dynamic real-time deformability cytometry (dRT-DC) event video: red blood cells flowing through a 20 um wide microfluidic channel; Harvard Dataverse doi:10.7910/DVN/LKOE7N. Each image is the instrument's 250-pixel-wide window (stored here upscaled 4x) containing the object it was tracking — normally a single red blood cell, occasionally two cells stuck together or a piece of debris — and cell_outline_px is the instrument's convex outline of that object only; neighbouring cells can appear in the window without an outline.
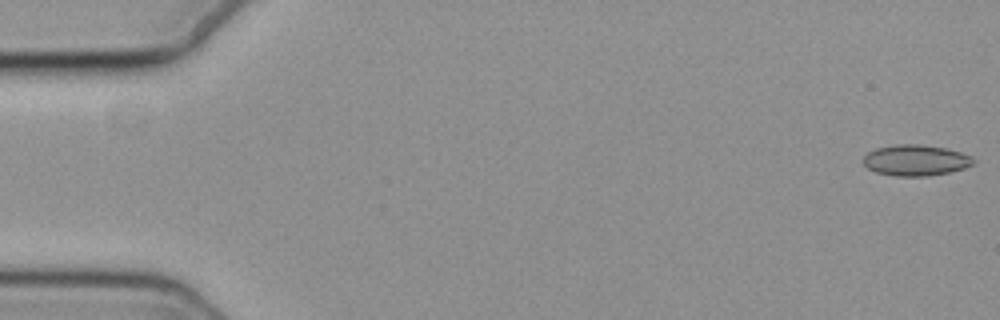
{"species": "common noctule bat (a hibernating species)", "species_latin": "Nyctalus noctula", "temperature_condition": "cold", "stored_images_in_passage": 9, "camera_frame_rate_fps": 3000, "um_per_image_px": 0.085, "animal": {"sex": "female", "body_mass_g": 19.3, "forearm_length_mm": 54.1}, "frame": {"image": 1, "passage_image": 1, "time_ms": 0.0, "image_size_px": [1000, 320], "cell_outline_px": [[976, 160], [972, 164], [964, 168], [948, 172], [928, 176], [892, 176], [876, 172], [868, 168], [864, 164], [864, 156], [868, 152], [876, 148], [896, 144], [920, 144], [944, 148], [960, 152], [972, 156]], "centroid_in_image_um": [77.83, 13.62], "position_along_channel_um": 7.2, "area_um2": 19.83}}